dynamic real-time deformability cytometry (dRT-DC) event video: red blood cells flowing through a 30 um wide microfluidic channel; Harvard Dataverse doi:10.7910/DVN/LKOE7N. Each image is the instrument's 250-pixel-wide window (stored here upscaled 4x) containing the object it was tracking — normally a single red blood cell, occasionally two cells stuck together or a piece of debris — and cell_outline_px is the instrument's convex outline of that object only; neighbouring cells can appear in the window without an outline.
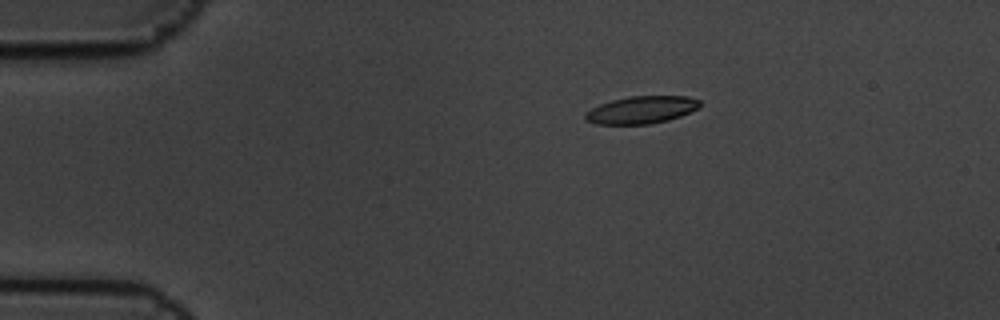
{"species": "common noctule bat (a hibernating species)", "species_latin": "Nyctalus noctula", "temperature_condition": "cold", "stored_images_in_passage": 6, "camera_frame_rate_fps": 3000, "um_per_image_px": 0.085, "animal": {"sex": "male", "body_mass_g": 19.5, "forearm_length_mm": 54.6}, "frame": {"image": 1, "passage_image": 4, "time_ms": 1.0, "image_size_px": [1000, 320], "cell_outline_px": [[700, 108], [680, 116], [668, 120], [652, 124], [596, 124], [584, 120], [584, 112], [600, 104], [612, 100], [628, 96], [688, 96], [700, 100]], "centroid_in_image_um": [54.52, 9.34], "position_along_channel_um": 30.5, "area_um2": 18.5}}
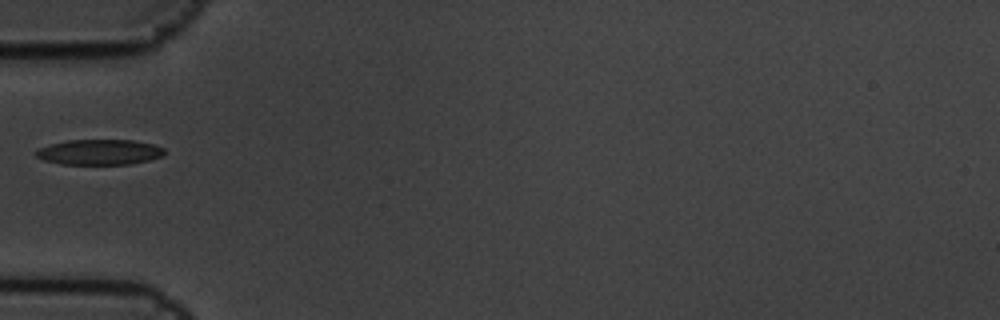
{"frame": {"image": 2, "passage_image": 6, "time_ms": 1.667, "image_size_px": [1000, 320], "cell_outline_px": [[164, 156], [132, 164], [60, 164], [44, 160], [36, 156], [36, 152], [40, 148], [52, 144], [68, 140], [132, 140], [156, 144], [164, 148]], "centroid_in_image_um": [8.51, 12.93], "position_along_channel_um": 76.5, "area_um2": 18.96}}